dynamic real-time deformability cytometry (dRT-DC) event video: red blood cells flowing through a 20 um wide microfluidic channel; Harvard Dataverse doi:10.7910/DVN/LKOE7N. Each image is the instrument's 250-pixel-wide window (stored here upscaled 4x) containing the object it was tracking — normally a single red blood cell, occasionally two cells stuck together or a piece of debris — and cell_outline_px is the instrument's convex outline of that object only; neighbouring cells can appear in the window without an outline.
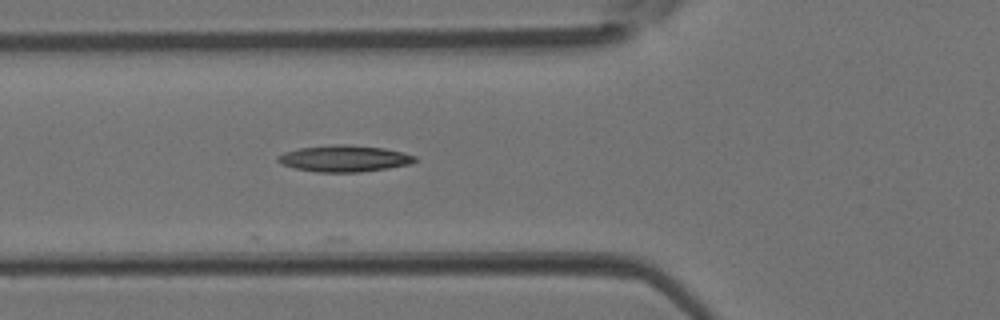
{"species": "Egyptian fruit bat (a non-hibernating species)", "species_latin": "Rousettus aegyptiacus", "temperature_condition": "room temperature", "stored_images_in_passage": 12, "camera_frame_rate_fps": 3000, "um_per_image_px": 0.085, "animal": {"sex": "female"}, "frame": {"image": 1, "passage_image": 6, "time_ms": 1.667, "image_size_px": [1000, 320], "cell_outline_px": [[416, 160], [412, 164], [388, 168], [360, 172], [316, 172], [296, 168], [284, 164], [276, 160], [276, 156], [284, 152], [296, 148], [336, 144], [344, 144], [384, 148], [416, 156]], "centroid_in_image_um": [29.25, 13.47], "position_along_channel_um": 96.6, "area_um2": 21.1}}
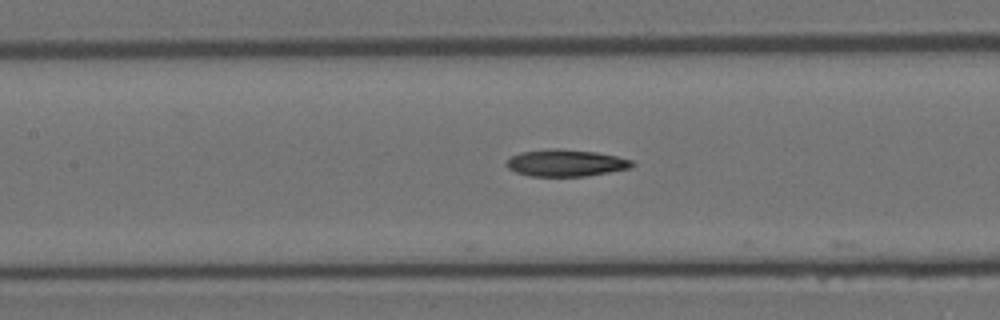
{"frame": {"image": 2, "passage_image": 10, "time_ms": 3.0, "image_size_px": [1000, 320], "cell_outline_px": [[636, 164], [632, 168], [588, 176], [528, 176], [516, 172], [508, 168], [504, 164], [512, 156], [520, 152], [552, 148], [556, 148], [596, 152], [616, 156], [632, 160]], "centroid_in_image_um": [48.11, 13.85], "position_along_channel_um": 159.3, "area_um2": 19.83}}